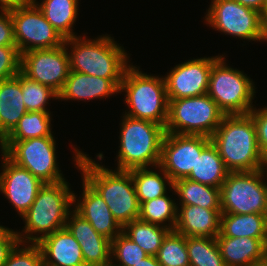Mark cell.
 <instances>
[{"label":"cell","instance_id":"cell-1","mask_svg":"<svg viewBox=\"0 0 267 266\" xmlns=\"http://www.w3.org/2000/svg\"><path fill=\"white\" fill-rule=\"evenodd\" d=\"M74 161L82 177L101 195L118 223L124 227L138 219L140 204L129 170L109 169L73 147Z\"/></svg>","mask_w":267,"mask_h":266},{"label":"cell","instance_id":"cell-2","mask_svg":"<svg viewBox=\"0 0 267 266\" xmlns=\"http://www.w3.org/2000/svg\"><path fill=\"white\" fill-rule=\"evenodd\" d=\"M210 139L229 172H251L265 167L266 158L249 114L225 115Z\"/></svg>","mask_w":267,"mask_h":266},{"label":"cell","instance_id":"cell-3","mask_svg":"<svg viewBox=\"0 0 267 266\" xmlns=\"http://www.w3.org/2000/svg\"><path fill=\"white\" fill-rule=\"evenodd\" d=\"M64 44L69 54L70 70L74 72L122 80L126 69L131 65L124 47L108 34L96 39H88L85 35L74 36L65 39Z\"/></svg>","mask_w":267,"mask_h":266},{"label":"cell","instance_id":"cell-4","mask_svg":"<svg viewBox=\"0 0 267 266\" xmlns=\"http://www.w3.org/2000/svg\"><path fill=\"white\" fill-rule=\"evenodd\" d=\"M73 192L66 180L44 183L31 207L21 216L25 226L23 232L16 231L19 242L38 243L43 237L64 228L68 214L73 210Z\"/></svg>","mask_w":267,"mask_h":266},{"label":"cell","instance_id":"cell-5","mask_svg":"<svg viewBox=\"0 0 267 266\" xmlns=\"http://www.w3.org/2000/svg\"><path fill=\"white\" fill-rule=\"evenodd\" d=\"M139 70L137 65L131 63L124 73L119 91L125 92V104L128 108L124 113L129 117L166 127L169 101L165 79L163 76L148 75Z\"/></svg>","mask_w":267,"mask_h":266},{"label":"cell","instance_id":"cell-6","mask_svg":"<svg viewBox=\"0 0 267 266\" xmlns=\"http://www.w3.org/2000/svg\"><path fill=\"white\" fill-rule=\"evenodd\" d=\"M118 170L154 167L160 164L165 127L151 121L121 116Z\"/></svg>","mask_w":267,"mask_h":266},{"label":"cell","instance_id":"cell-7","mask_svg":"<svg viewBox=\"0 0 267 266\" xmlns=\"http://www.w3.org/2000/svg\"><path fill=\"white\" fill-rule=\"evenodd\" d=\"M225 59L222 54L212 64L207 94L225 115L249 114L257 88L247 74L228 66Z\"/></svg>","mask_w":267,"mask_h":266},{"label":"cell","instance_id":"cell-8","mask_svg":"<svg viewBox=\"0 0 267 266\" xmlns=\"http://www.w3.org/2000/svg\"><path fill=\"white\" fill-rule=\"evenodd\" d=\"M168 101L166 133L202 135L210 138L225 116L207 93Z\"/></svg>","mask_w":267,"mask_h":266},{"label":"cell","instance_id":"cell-9","mask_svg":"<svg viewBox=\"0 0 267 266\" xmlns=\"http://www.w3.org/2000/svg\"><path fill=\"white\" fill-rule=\"evenodd\" d=\"M54 137L1 141L0 149L16 165L27 169L43 183H56L66 179L59 169Z\"/></svg>","mask_w":267,"mask_h":266},{"label":"cell","instance_id":"cell-10","mask_svg":"<svg viewBox=\"0 0 267 266\" xmlns=\"http://www.w3.org/2000/svg\"><path fill=\"white\" fill-rule=\"evenodd\" d=\"M220 206L221 213L267 214L264 168L251 172H229L220 188Z\"/></svg>","mask_w":267,"mask_h":266},{"label":"cell","instance_id":"cell-11","mask_svg":"<svg viewBox=\"0 0 267 266\" xmlns=\"http://www.w3.org/2000/svg\"><path fill=\"white\" fill-rule=\"evenodd\" d=\"M205 24L215 31L242 40L267 41V27L261 13L234 0H211Z\"/></svg>","mask_w":267,"mask_h":266},{"label":"cell","instance_id":"cell-12","mask_svg":"<svg viewBox=\"0 0 267 266\" xmlns=\"http://www.w3.org/2000/svg\"><path fill=\"white\" fill-rule=\"evenodd\" d=\"M14 40L20 54L35 49H50L64 45L65 39L46 20L32 2L28 6L10 10Z\"/></svg>","mask_w":267,"mask_h":266},{"label":"cell","instance_id":"cell-13","mask_svg":"<svg viewBox=\"0 0 267 266\" xmlns=\"http://www.w3.org/2000/svg\"><path fill=\"white\" fill-rule=\"evenodd\" d=\"M70 71V59L65 44L21 54L20 72L30 80L50 87L57 94L61 92Z\"/></svg>","mask_w":267,"mask_h":266},{"label":"cell","instance_id":"cell-14","mask_svg":"<svg viewBox=\"0 0 267 266\" xmlns=\"http://www.w3.org/2000/svg\"><path fill=\"white\" fill-rule=\"evenodd\" d=\"M210 143L207 136L165 133L159 166L173 182L187 178L195 168L197 157Z\"/></svg>","mask_w":267,"mask_h":266},{"label":"cell","instance_id":"cell-15","mask_svg":"<svg viewBox=\"0 0 267 266\" xmlns=\"http://www.w3.org/2000/svg\"><path fill=\"white\" fill-rule=\"evenodd\" d=\"M220 56L189 59L175 65L164 75L167 98L181 99L206 94L212 64Z\"/></svg>","mask_w":267,"mask_h":266},{"label":"cell","instance_id":"cell-16","mask_svg":"<svg viewBox=\"0 0 267 266\" xmlns=\"http://www.w3.org/2000/svg\"><path fill=\"white\" fill-rule=\"evenodd\" d=\"M0 173V192L21 217L33 204L44 183L30 171L16 165L3 152Z\"/></svg>","mask_w":267,"mask_h":266},{"label":"cell","instance_id":"cell-17","mask_svg":"<svg viewBox=\"0 0 267 266\" xmlns=\"http://www.w3.org/2000/svg\"><path fill=\"white\" fill-rule=\"evenodd\" d=\"M82 187L80 199L73 193V210L87 220L98 234L113 240L123 231V227L114 218L101 195L83 177Z\"/></svg>","mask_w":267,"mask_h":266},{"label":"cell","instance_id":"cell-18","mask_svg":"<svg viewBox=\"0 0 267 266\" xmlns=\"http://www.w3.org/2000/svg\"><path fill=\"white\" fill-rule=\"evenodd\" d=\"M65 227L79 243L86 266H105L111 263V240L98 234L74 210L68 214Z\"/></svg>","mask_w":267,"mask_h":266},{"label":"cell","instance_id":"cell-19","mask_svg":"<svg viewBox=\"0 0 267 266\" xmlns=\"http://www.w3.org/2000/svg\"><path fill=\"white\" fill-rule=\"evenodd\" d=\"M122 80H109L80 72L70 71L65 84L58 94L59 100H95L120 93Z\"/></svg>","mask_w":267,"mask_h":266},{"label":"cell","instance_id":"cell-20","mask_svg":"<svg viewBox=\"0 0 267 266\" xmlns=\"http://www.w3.org/2000/svg\"><path fill=\"white\" fill-rule=\"evenodd\" d=\"M37 244L43 266H86L79 243L66 227L43 237Z\"/></svg>","mask_w":267,"mask_h":266},{"label":"cell","instance_id":"cell-21","mask_svg":"<svg viewBox=\"0 0 267 266\" xmlns=\"http://www.w3.org/2000/svg\"><path fill=\"white\" fill-rule=\"evenodd\" d=\"M220 216L221 209L177 204V221L174 230L185 237L216 238L220 233Z\"/></svg>","mask_w":267,"mask_h":266},{"label":"cell","instance_id":"cell-22","mask_svg":"<svg viewBox=\"0 0 267 266\" xmlns=\"http://www.w3.org/2000/svg\"><path fill=\"white\" fill-rule=\"evenodd\" d=\"M226 266H251L267 255V239L251 237H216Z\"/></svg>","mask_w":267,"mask_h":266},{"label":"cell","instance_id":"cell-23","mask_svg":"<svg viewBox=\"0 0 267 266\" xmlns=\"http://www.w3.org/2000/svg\"><path fill=\"white\" fill-rule=\"evenodd\" d=\"M22 97L21 72L0 81V142L28 112Z\"/></svg>","mask_w":267,"mask_h":266},{"label":"cell","instance_id":"cell-24","mask_svg":"<svg viewBox=\"0 0 267 266\" xmlns=\"http://www.w3.org/2000/svg\"><path fill=\"white\" fill-rule=\"evenodd\" d=\"M218 235L267 239V214L221 213Z\"/></svg>","mask_w":267,"mask_h":266},{"label":"cell","instance_id":"cell-25","mask_svg":"<svg viewBox=\"0 0 267 266\" xmlns=\"http://www.w3.org/2000/svg\"><path fill=\"white\" fill-rule=\"evenodd\" d=\"M42 11L46 20L62 35L64 39L77 36L73 26L78 18L79 0H33Z\"/></svg>","mask_w":267,"mask_h":266},{"label":"cell","instance_id":"cell-26","mask_svg":"<svg viewBox=\"0 0 267 266\" xmlns=\"http://www.w3.org/2000/svg\"><path fill=\"white\" fill-rule=\"evenodd\" d=\"M229 171L212 142L197 157L195 168H192L187 179L211 187L221 188Z\"/></svg>","mask_w":267,"mask_h":266},{"label":"cell","instance_id":"cell-27","mask_svg":"<svg viewBox=\"0 0 267 266\" xmlns=\"http://www.w3.org/2000/svg\"><path fill=\"white\" fill-rule=\"evenodd\" d=\"M155 169H157V172ZM155 169L153 168L152 170L150 167H144L129 170L134 181L136 195L140 205L143 202L167 194V186L171 190L173 189V181L168 174L159 165L155 166Z\"/></svg>","mask_w":267,"mask_h":266},{"label":"cell","instance_id":"cell-28","mask_svg":"<svg viewBox=\"0 0 267 266\" xmlns=\"http://www.w3.org/2000/svg\"><path fill=\"white\" fill-rule=\"evenodd\" d=\"M172 191L178 195L180 205H197L206 209H221L220 188L182 178L173 182Z\"/></svg>","mask_w":267,"mask_h":266},{"label":"cell","instance_id":"cell-29","mask_svg":"<svg viewBox=\"0 0 267 266\" xmlns=\"http://www.w3.org/2000/svg\"><path fill=\"white\" fill-rule=\"evenodd\" d=\"M163 226L151 224L138 219L132 220L123 227V232L130 239L139 245L148 256H155L163 243V240L170 232Z\"/></svg>","mask_w":267,"mask_h":266},{"label":"cell","instance_id":"cell-30","mask_svg":"<svg viewBox=\"0 0 267 266\" xmlns=\"http://www.w3.org/2000/svg\"><path fill=\"white\" fill-rule=\"evenodd\" d=\"M51 112H26L2 141H22L35 137L53 136Z\"/></svg>","mask_w":267,"mask_h":266},{"label":"cell","instance_id":"cell-31","mask_svg":"<svg viewBox=\"0 0 267 266\" xmlns=\"http://www.w3.org/2000/svg\"><path fill=\"white\" fill-rule=\"evenodd\" d=\"M139 219L173 231L177 221V203L168 194L143 202Z\"/></svg>","mask_w":267,"mask_h":266},{"label":"cell","instance_id":"cell-32","mask_svg":"<svg viewBox=\"0 0 267 266\" xmlns=\"http://www.w3.org/2000/svg\"><path fill=\"white\" fill-rule=\"evenodd\" d=\"M190 266H226L216 238L186 237Z\"/></svg>","mask_w":267,"mask_h":266},{"label":"cell","instance_id":"cell-33","mask_svg":"<svg viewBox=\"0 0 267 266\" xmlns=\"http://www.w3.org/2000/svg\"><path fill=\"white\" fill-rule=\"evenodd\" d=\"M155 257L161 266H190L186 237L175 230L170 231Z\"/></svg>","mask_w":267,"mask_h":266},{"label":"cell","instance_id":"cell-34","mask_svg":"<svg viewBox=\"0 0 267 266\" xmlns=\"http://www.w3.org/2000/svg\"><path fill=\"white\" fill-rule=\"evenodd\" d=\"M23 102L28 112H50L46 105L49 99L58 100V94L50 87L30 80L21 73Z\"/></svg>","mask_w":267,"mask_h":266},{"label":"cell","instance_id":"cell-35","mask_svg":"<svg viewBox=\"0 0 267 266\" xmlns=\"http://www.w3.org/2000/svg\"><path fill=\"white\" fill-rule=\"evenodd\" d=\"M147 256L123 231L111 240V264L114 266H133Z\"/></svg>","mask_w":267,"mask_h":266},{"label":"cell","instance_id":"cell-36","mask_svg":"<svg viewBox=\"0 0 267 266\" xmlns=\"http://www.w3.org/2000/svg\"><path fill=\"white\" fill-rule=\"evenodd\" d=\"M2 266H43L41 249L37 243L18 242Z\"/></svg>","mask_w":267,"mask_h":266},{"label":"cell","instance_id":"cell-37","mask_svg":"<svg viewBox=\"0 0 267 266\" xmlns=\"http://www.w3.org/2000/svg\"><path fill=\"white\" fill-rule=\"evenodd\" d=\"M21 54L17 46H0V81L20 72Z\"/></svg>","mask_w":267,"mask_h":266},{"label":"cell","instance_id":"cell-38","mask_svg":"<svg viewBox=\"0 0 267 266\" xmlns=\"http://www.w3.org/2000/svg\"><path fill=\"white\" fill-rule=\"evenodd\" d=\"M249 115L252 117L256 127V135L259 148L263 156L266 158L267 157V106L260 109L254 107L249 112Z\"/></svg>","mask_w":267,"mask_h":266},{"label":"cell","instance_id":"cell-39","mask_svg":"<svg viewBox=\"0 0 267 266\" xmlns=\"http://www.w3.org/2000/svg\"><path fill=\"white\" fill-rule=\"evenodd\" d=\"M0 46H16L9 10H0Z\"/></svg>","mask_w":267,"mask_h":266},{"label":"cell","instance_id":"cell-40","mask_svg":"<svg viewBox=\"0 0 267 266\" xmlns=\"http://www.w3.org/2000/svg\"><path fill=\"white\" fill-rule=\"evenodd\" d=\"M18 242V236L13 229L6 228L0 234V266L6 262L9 253Z\"/></svg>","mask_w":267,"mask_h":266},{"label":"cell","instance_id":"cell-41","mask_svg":"<svg viewBox=\"0 0 267 266\" xmlns=\"http://www.w3.org/2000/svg\"><path fill=\"white\" fill-rule=\"evenodd\" d=\"M33 0H0V10H14L31 4Z\"/></svg>","mask_w":267,"mask_h":266},{"label":"cell","instance_id":"cell-42","mask_svg":"<svg viewBox=\"0 0 267 266\" xmlns=\"http://www.w3.org/2000/svg\"><path fill=\"white\" fill-rule=\"evenodd\" d=\"M238 2L239 4L251 8L253 10H256L257 12L262 14L263 6L265 3V0H234Z\"/></svg>","mask_w":267,"mask_h":266},{"label":"cell","instance_id":"cell-43","mask_svg":"<svg viewBox=\"0 0 267 266\" xmlns=\"http://www.w3.org/2000/svg\"><path fill=\"white\" fill-rule=\"evenodd\" d=\"M133 266H161V264L158 262L155 256H147Z\"/></svg>","mask_w":267,"mask_h":266},{"label":"cell","instance_id":"cell-44","mask_svg":"<svg viewBox=\"0 0 267 266\" xmlns=\"http://www.w3.org/2000/svg\"><path fill=\"white\" fill-rule=\"evenodd\" d=\"M261 16H262L265 26L267 27V0H265Z\"/></svg>","mask_w":267,"mask_h":266},{"label":"cell","instance_id":"cell-45","mask_svg":"<svg viewBox=\"0 0 267 266\" xmlns=\"http://www.w3.org/2000/svg\"><path fill=\"white\" fill-rule=\"evenodd\" d=\"M251 266H267V255L263 259L254 262Z\"/></svg>","mask_w":267,"mask_h":266},{"label":"cell","instance_id":"cell-46","mask_svg":"<svg viewBox=\"0 0 267 266\" xmlns=\"http://www.w3.org/2000/svg\"><path fill=\"white\" fill-rule=\"evenodd\" d=\"M7 227L0 225V234L6 229Z\"/></svg>","mask_w":267,"mask_h":266},{"label":"cell","instance_id":"cell-47","mask_svg":"<svg viewBox=\"0 0 267 266\" xmlns=\"http://www.w3.org/2000/svg\"><path fill=\"white\" fill-rule=\"evenodd\" d=\"M264 171H267V157L265 159V167H264Z\"/></svg>","mask_w":267,"mask_h":266},{"label":"cell","instance_id":"cell-48","mask_svg":"<svg viewBox=\"0 0 267 266\" xmlns=\"http://www.w3.org/2000/svg\"><path fill=\"white\" fill-rule=\"evenodd\" d=\"M266 174V175H265ZM264 177L266 178L267 180V171H264ZM266 185H267V182H266Z\"/></svg>","mask_w":267,"mask_h":266}]
</instances>
